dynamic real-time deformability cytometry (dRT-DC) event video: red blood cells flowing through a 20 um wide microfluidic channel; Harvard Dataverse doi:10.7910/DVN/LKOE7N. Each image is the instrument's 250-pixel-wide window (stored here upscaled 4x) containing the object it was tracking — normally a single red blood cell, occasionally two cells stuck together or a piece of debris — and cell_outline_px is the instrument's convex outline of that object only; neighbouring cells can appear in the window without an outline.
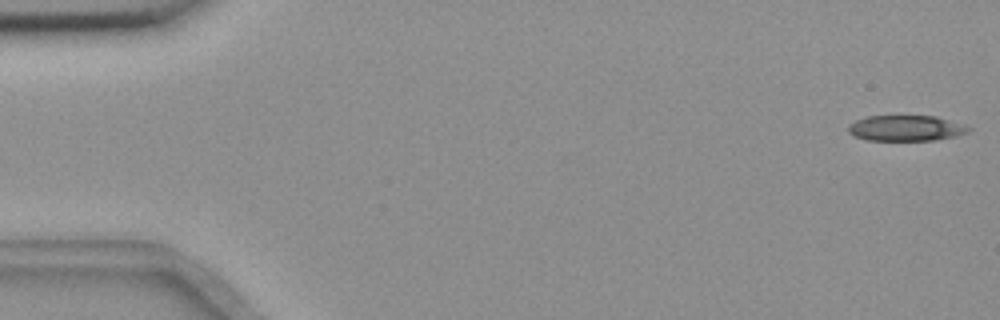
{"species": "common noctule bat (a hibernating species)", "species_latin": "Nyctalus noctula", "temperature_condition": "room temperature", "stored_images_in_passage": 55, "camera_frame_rate_fps": 3000, "um_per_image_px": 0.085, "animal": {"sex": "female", "body_mass_g": 18.4}, "frame": {"image": 1, "passage_image": 1, "time_ms": 0.0, "image_size_px": [1000, 320], "cell_outline_px": [[972, 128], [968, 132], [956, 136], [936, 140], [868, 140], [852, 136], [848, 132], [848, 124], [856, 120], [868, 116], [936, 116], [964, 124]], "centroid_in_image_um": [77.0, 10.89], "position_along_channel_um": 8.0, "area_um2": 18.09}}
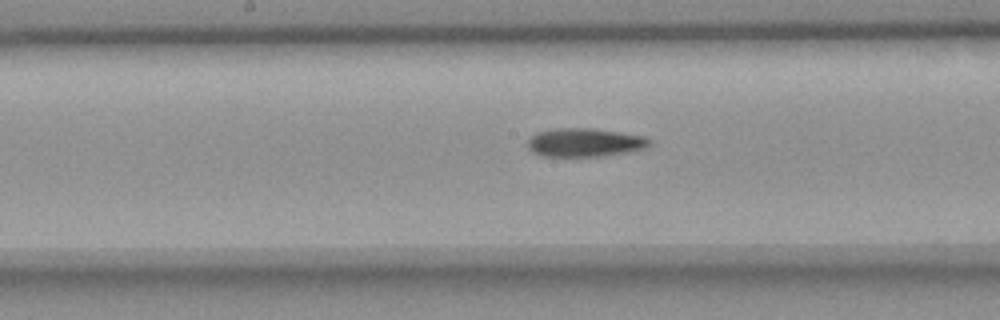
{"frame": {"image": 2, "passage_image": 28, "time_ms": 9.0, "image_size_px": [1000, 320], "cell_outline_px": [[652, 144], [648, 148], [628, 152], [604, 156], [544, 156], [532, 152], [528, 148], [528, 140], [536, 132], [552, 128], [592, 128], [620, 132], [644, 136], [652, 140]], "centroid_in_image_um": [49.74, 12.11], "position_along_channel_um": 198.5, "area_um2": 20.52}}
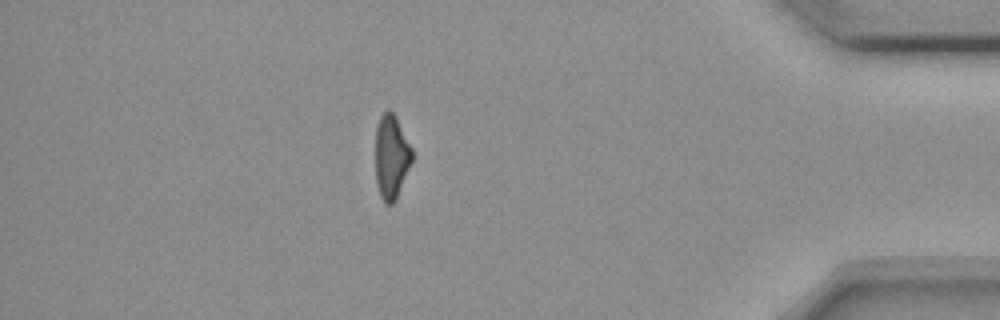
{"frame": {"image": 3, "passage_image": 48, "time_ms": 15.667, "image_size_px": [1000, 320], "cell_outline_px": [[412, 160], [396, 200], [392, 204], [384, 204], [380, 196], [376, 180], [376, 128], [380, 116], [388, 108], [396, 116], [412, 148]], "centroid_in_image_um": [33.26, 13.33], "position_along_channel_um": 401.9, "area_um2": 17.92}}